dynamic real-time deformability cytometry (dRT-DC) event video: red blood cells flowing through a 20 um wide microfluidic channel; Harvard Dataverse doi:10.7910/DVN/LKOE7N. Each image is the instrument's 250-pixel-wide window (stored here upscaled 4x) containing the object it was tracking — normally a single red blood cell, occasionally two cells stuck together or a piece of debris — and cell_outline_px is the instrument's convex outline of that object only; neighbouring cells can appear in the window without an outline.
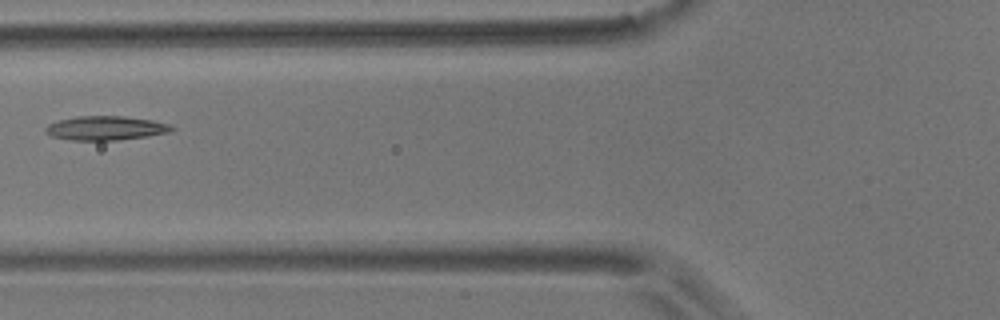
{"species": "common noctule bat (a hibernating species)", "species_latin": "Nyctalus noctula", "temperature_condition": "room temperature", "stored_images_in_passage": 4, "camera_frame_rate_fps": 3000, "um_per_image_px": 0.085, "animal": {"sex": "male", "body_mass_g": 17.9}, "frame": {"image": 1, "passage_image": 2, "time_ms": 0.333, "image_size_px": [1000, 320], "cell_outline_px": [[176, 128], [168, 132], [148, 136], [116, 140], [72, 140], [52, 136], [44, 132], [44, 128], [48, 124], [60, 120], [76, 116], [124, 116], [152, 120], [172, 124]], "centroid_in_image_um": [8.99, 10.88], "position_along_channel_um": 116.8, "area_um2": 17.74}}
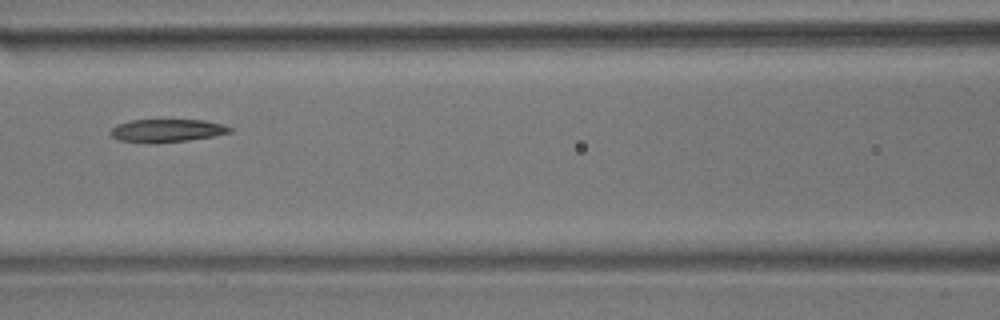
{"frame": {"image": 2, "passage_image": 3, "time_ms": 0.667, "image_size_px": [1000, 320], "cell_outline_px": [[232, 132], [216, 136], [188, 140], [156, 144], [148, 144], [116, 140], [112, 136], [112, 128], [116, 124], [132, 120], [204, 120], [224, 124], [232, 128]], "centroid_in_image_um": [14.2, 11.12], "position_along_channel_um": 152.4, "area_um2": 16.3}}
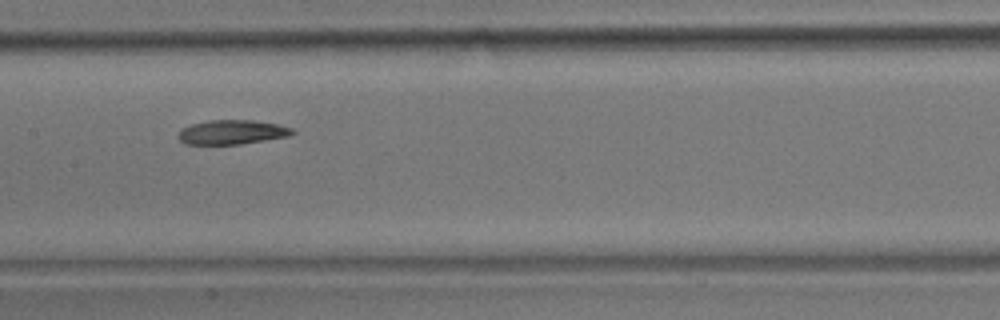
{"frame": {"image": 3, "passage_image": 4, "time_ms": 1.0, "image_size_px": [1000, 320], "cell_outline_px": [[296, 132], [288, 136], [240, 144], [184, 144], [176, 136], [184, 128], [192, 124], [212, 120], [252, 120], [276, 124], [292, 128]], "centroid_in_image_um": [19.72, 11.24], "position_along_channel_um": 187.7, "area_um2": 15.95}}